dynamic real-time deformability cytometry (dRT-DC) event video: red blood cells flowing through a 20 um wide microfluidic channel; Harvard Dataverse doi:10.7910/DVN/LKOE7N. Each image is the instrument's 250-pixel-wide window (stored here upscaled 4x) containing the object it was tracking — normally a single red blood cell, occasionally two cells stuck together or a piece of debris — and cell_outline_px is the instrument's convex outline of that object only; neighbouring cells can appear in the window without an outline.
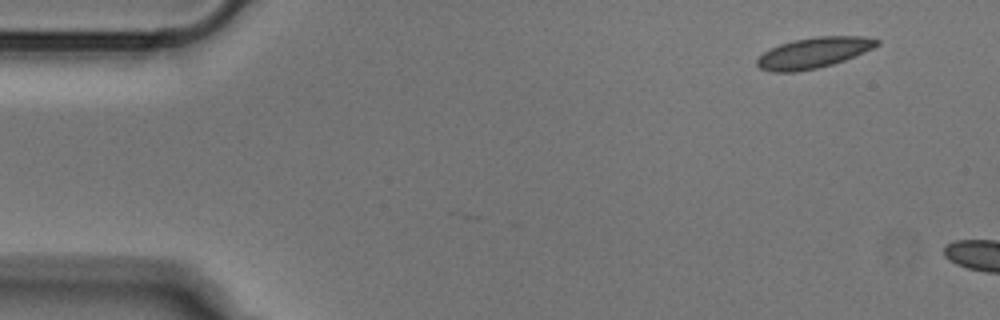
{"species": "Egyptian fruit bat (a non-hibernating species)", "species_latin": "Rousettus aegyptiacus", "temperature_condition": "cold", "stored_images_in_passage": 3, "camera_frame_rate_fps": 3000, "um_per_image_px": 0.085, "animal": {"sex": "male"}, "frame": {"image": 1, "passage_image": 3, "time_ms": 0.667, "image_size_px": [1000, 320], "cell_outline_px": [[880, 44], [864, 52], [844, 60], [832, 64], [816, 68], [796, 72], [772, 72], [760, 68], [756, 64], [756, 60], [764, 52], [780, 44], [792, 40], [816, 36], [864, 36], [880, 40]], "centroid_in_image_um": [69.16, 4.48], "position_along_channel_um": 15.8, "area_um2": 21.33}}